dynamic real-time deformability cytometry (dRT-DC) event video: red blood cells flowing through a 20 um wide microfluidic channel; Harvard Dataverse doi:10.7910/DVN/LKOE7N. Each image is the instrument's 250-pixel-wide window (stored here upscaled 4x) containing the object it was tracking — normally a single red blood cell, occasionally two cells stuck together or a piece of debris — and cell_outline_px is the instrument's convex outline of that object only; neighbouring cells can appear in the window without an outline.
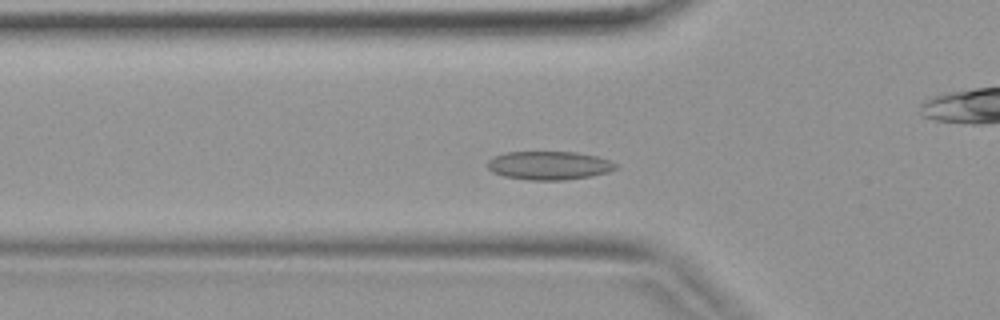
{"species": "common noctule bat (a hibernating species)", "species_latin": "Nyctalus noctula", "temperature_condition": "warm", "stored_images_in_passage": 38, "camera_frame_rate_fps": 3000, "um_per_image_px": 0.085, "animal": {"sex": "female", "body_mass_g": 19.9}, "frame": {"image": 1, "passage_image": 10, "time_ms": 3.0, "image_size_px": [1000, 320], "cell_outline_px": [[620, 168], [608, 172], [592, 176], [564, 180], [528, 180], [504, 176], [492, 172], [488, 168], [488, 160], [504, 152], [576, 152], [596, 156], [608, 160], [616, 164]], "centroid_in_image_um": [46.69, 14.07], "position_along_channel_um": 79.1, "area_um2": 21.33}}
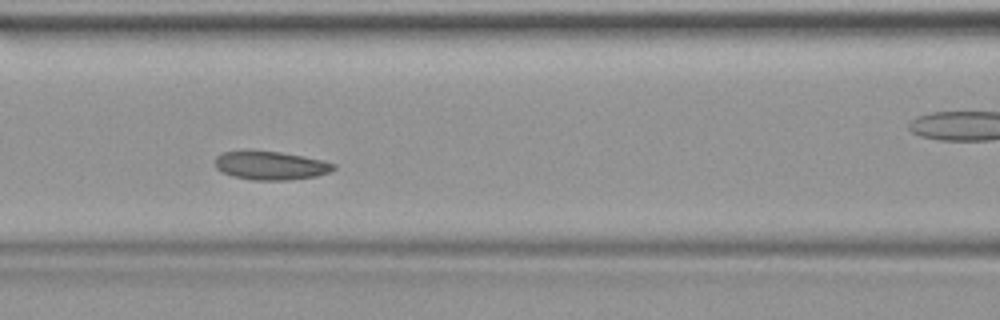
{"frame": {"image": 2, "passage_image": 14, "time_ms": 4.333, "image_size_px": [1000, 320], "cell_outline_px": [[336, 168], [328, 172], [316, 176], [288, 180], [252, 180], [232, 176], [220, 172], [216, 168], [216, 156], [224, 152], [244, 148], [252, 148], [280, 152], [304, 156], [324, 160], [336, 164]], "centroid_in_image_um": [22.96, 14.03], "position_along_channel_um": 143.6, "area_um2": 20.4}}
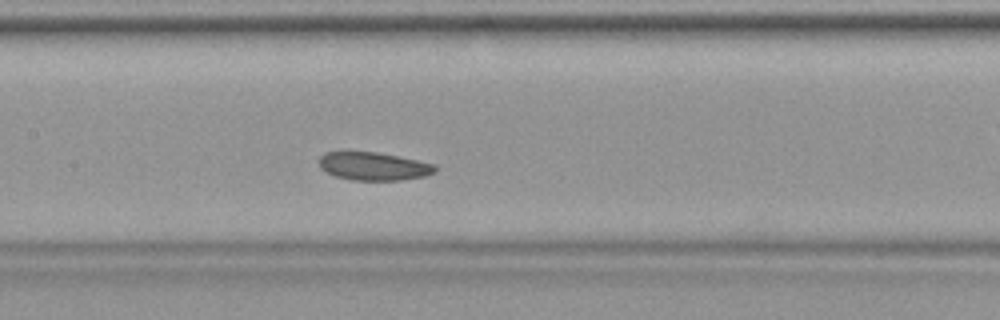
{"frame": {"image": 3, "passage_image": 16, "time_ms": 5.0, "image_size_px": [1000, 320], "cell_outline_px": [[436, 172], [424, 176], [400, 180], [352, 180], [336, 176], [320, 168], [320, 156], [324, 152], [340, 148], [344, 148], [376, 152], [436, 164]], "centroid_in_image_um": [31.67, 14.08], "position_along_channel_um": 175.7, "area_um2": 19.59}}